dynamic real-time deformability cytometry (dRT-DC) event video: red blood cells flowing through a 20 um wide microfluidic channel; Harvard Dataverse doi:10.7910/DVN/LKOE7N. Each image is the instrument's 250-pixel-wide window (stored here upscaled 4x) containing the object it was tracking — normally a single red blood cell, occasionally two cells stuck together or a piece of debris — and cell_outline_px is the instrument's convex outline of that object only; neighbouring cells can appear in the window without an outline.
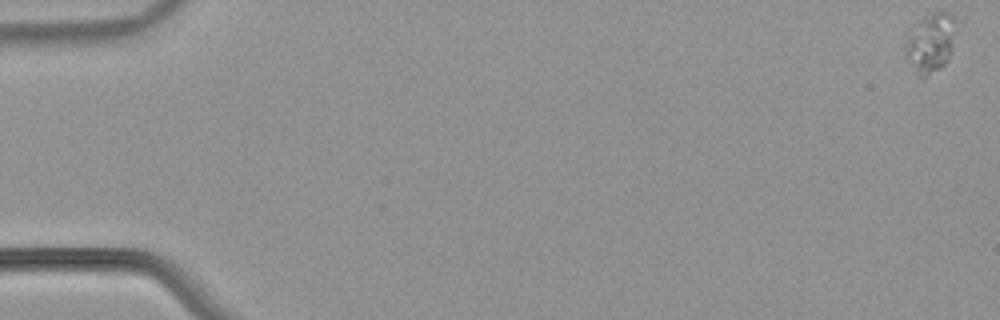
{"species": "common noctule bat (a hibernating species)", "species_latin": "Nyctalus noctula", "temperature_condition": "warm", "stored_images_in_passage": 9, "camera_frame_rate_fps": 3000, "um_per_image_px": 0.085, "animal": {"sex": "male", "body_mass_g": 21.5, "forearm_length_mm": 52.0}, "frame": {"image": 1, "passage_image": 1, "time_ms": 0.0, "image_size_px": [1000, 320], "cell_outline_px": [[952, 48], [944, 64], [940, 68], [928, 76], [920, 76], [916, 72], [904, 56], [908, 36], [932, 12], [948, 12], [952, 16]], "centroid_in_image_um": [79.07, 3.72], "position_along_channel_um": 5.9, "area_um2": 16.18}}